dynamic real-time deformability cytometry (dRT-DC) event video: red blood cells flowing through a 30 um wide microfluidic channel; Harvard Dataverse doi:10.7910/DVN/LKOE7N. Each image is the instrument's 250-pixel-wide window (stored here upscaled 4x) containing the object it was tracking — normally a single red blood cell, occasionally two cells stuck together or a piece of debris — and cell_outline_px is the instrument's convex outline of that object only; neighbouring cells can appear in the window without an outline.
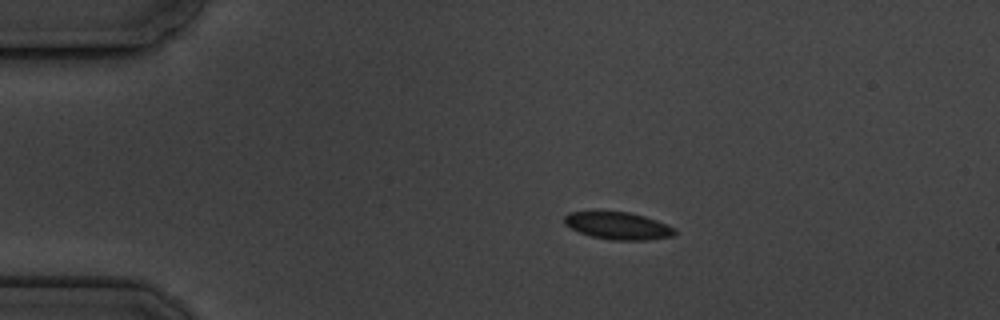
{"species": "common noctule bat (a hibernating species)", "species_latin": "Nyctalus noctula", "temperature_condition": "cold", "stored_images_in_passage": 9, "camera_frame_rate_fps": 3000, "um_per_image_px": 0.085, "animal": {"sex": "male", "body_mass_g": 19.5, "forearm_length_mm": 54.6}, "frame": {"image": 1, "passage_image": 2, "time_ms": 1.667, "image_size_px": [1000, 320], "cell_outline_px": [[676, 232], [672, 236], [648, 240], [612, 240], [592, 236], [580, 232], [564, 224], [564, 216], [568, 212], [628, 212], [644, 216], [668, 224], [676, 228]], "centroid_in_image_um": [52.56, 19.19], "position_along_channel_um": 32.4, "area_um2": 17.46}}
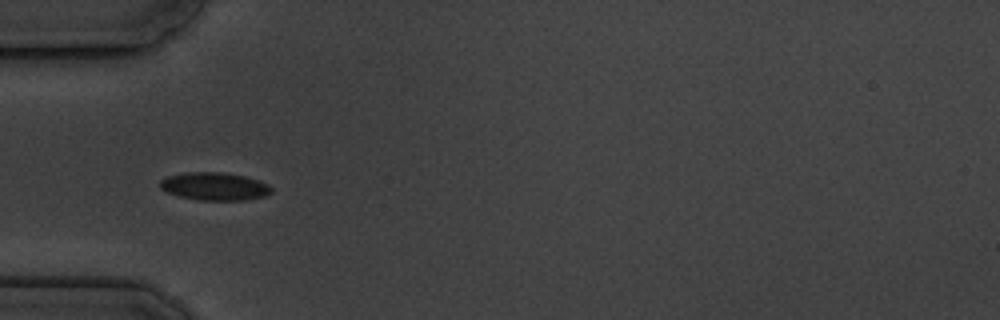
{"frame": {"image": 2, "passage_image": 4, "time_ms": 4.0, "image_size_px": [1000, 320], "cell_outline_px": [[272, 192], [264, 196], [244, 200], [200, 200], [180, 196], [168, 192], [160, 188], [160, 180], [168, 176], [184, 172], [220, 172], [244, 176], [260, 180], [268, 184], [272, 188]], "centroid_in_image_um": [18.25, 15.83], "position_along_channel_um": 66.8, "area_um2": 18.03}}